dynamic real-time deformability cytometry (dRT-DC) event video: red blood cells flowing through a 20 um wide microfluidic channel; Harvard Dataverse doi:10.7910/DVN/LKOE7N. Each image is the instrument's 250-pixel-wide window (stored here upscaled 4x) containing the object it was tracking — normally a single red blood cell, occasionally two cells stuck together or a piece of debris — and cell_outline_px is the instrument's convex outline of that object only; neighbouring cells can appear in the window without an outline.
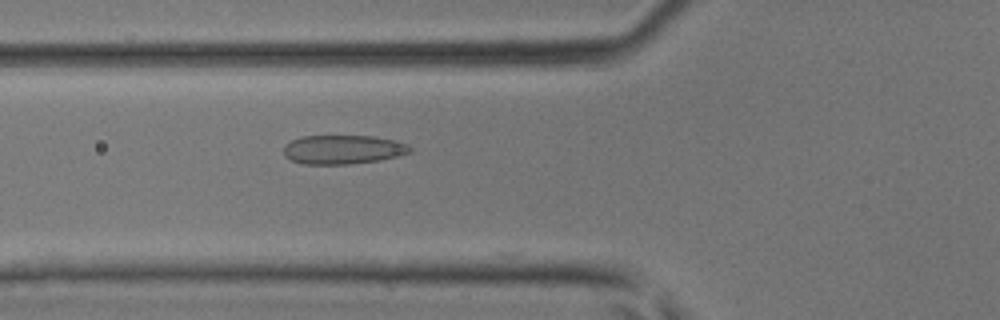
{"species": "common noctule bat (a hibernating species)", "species_latin": "Nyctalus noctula", "temperature_condition": "room temperature", "stored_images_in_passage": 45, "camera_frame_rate_fps": 3000, "um_per_image_px": 0.085, "animal": {"sex": "male", "body_mass_g": 17.9, "forearm_length_mm": 54.2}, "frame": {"image": 1, "passage_image": 17, "time_ms": 5.333, "image_size_px": [1000, 320], "cell_outline_px": [[412, 152], [380, 160], [348, 164], [304, 164], [292, 160], [284, 156], [284, 144], [300, 136], [376, 136], [396, 140], [408, 144], [412, 148]], "centroid_in_image_um": [29.17, 12.7], "position_along_channel_um": 96.6, "area_um2": 21.5}}
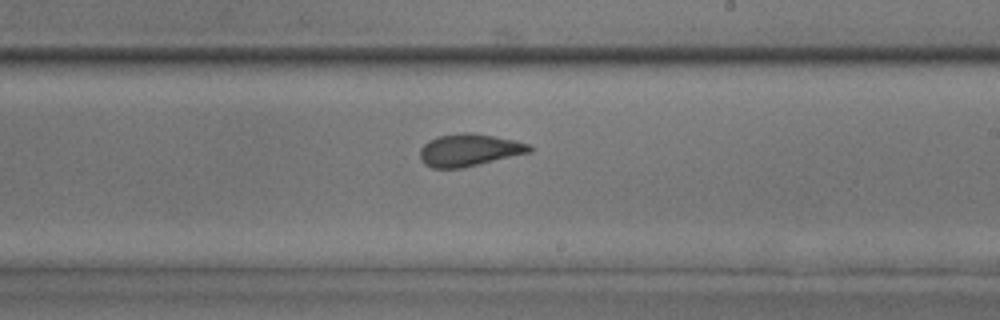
{"frame": {"image": 2, "passage_image": 27, "time_ms": 8.667, "image_size_px": [1000, 320], "cell_outline_px": [[532, 152], [464, 168], [432, 168], [424, 164], [420, 160], [420, 148], [428, 140], [440, 136], [460, 132], [472, 132], [532, 144]], "centroid_in_image_um": [39.88, 12.76], "position_along_channel_um": 249.1, "area_um2": 20.81}}
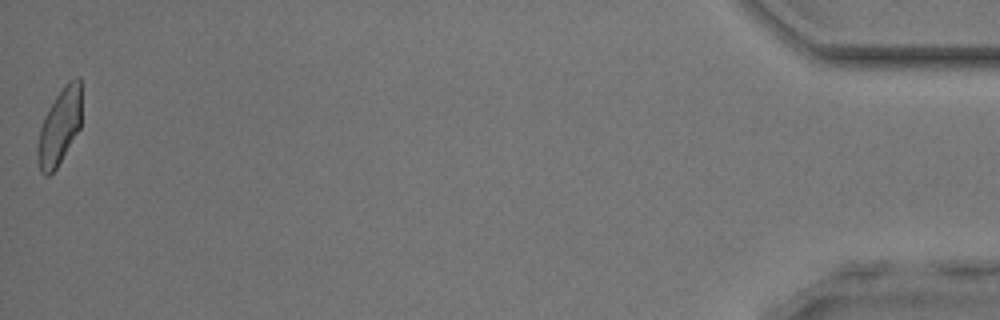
{"frame": {"image": 3, "passage_image": 45, "time_ms": 14.667, "image_size_px": [1000, 320], "cell_outline_px": [[80, 128], [56, 168], [48, 176], [44, 176], [40, 172], [36, 156], [36, 148], [40, 128], [44, 116], [56, 96], [68, 80], [76, 76], [80, 76]], "centroid_in_image_um": [5.03, 10.79], "position_along_channel_um": 430.2, "area_um2": 19.42}}